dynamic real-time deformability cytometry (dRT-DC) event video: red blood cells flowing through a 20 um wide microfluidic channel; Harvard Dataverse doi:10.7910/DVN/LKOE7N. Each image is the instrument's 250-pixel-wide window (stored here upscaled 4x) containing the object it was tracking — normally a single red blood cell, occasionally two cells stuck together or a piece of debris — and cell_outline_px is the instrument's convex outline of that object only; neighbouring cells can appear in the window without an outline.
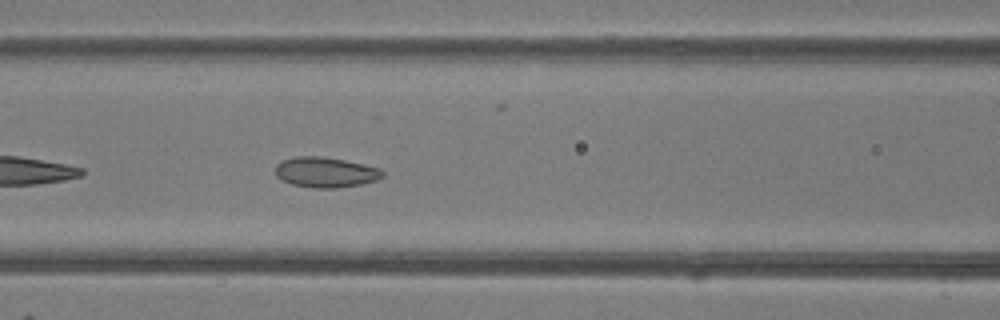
{"species": "common noctule bat (a hibernating species)", "species_latin": "Nyctalus noctula", "temperature_condition": "room temperature", "stored_images_in_passage": 35, "camera_frame_rate_fps": 3000, "um_per_image_px": 0.085, "animal": {"sex": "female"}, "frame": {"image": 1, "passage_image": 7, "time_ms": 2.0, "image_size_px": [1000, 320], "cell_outline_px": [[384, 176], [376, 180], [360, 184], [336, 188], [312, 188], [292, 184], [280, 180], [276, 176], [276, 164], [280, 160], [296, 156], [320, 156], [344, 160], [364, 164], [380, 168], [384, 172]], "centroid_in_image_um": [27.64, 14.64], "position_along_channel_um": 139.0, "area_um2": 19.07}}
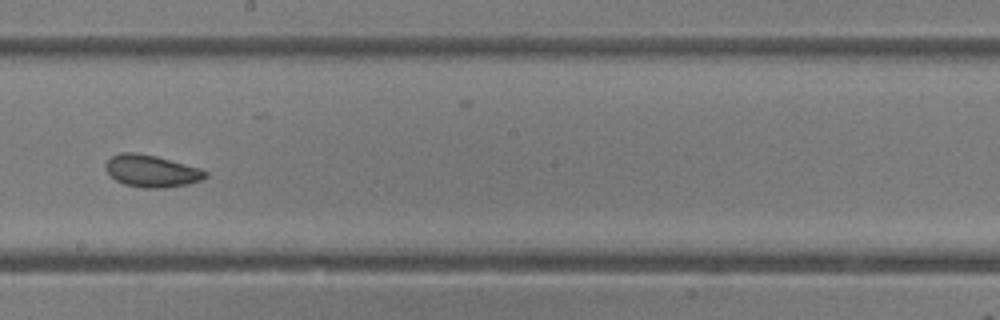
{"frame": {"image": 2, "passage_image": 14, "time_ms": 4.333, "image_size_px": [1000, 320], "cell_outline_px": [[208, 176], [200, 180], [188, 184], [164, 188], [144, 188], [124, 184], [116, 180], [104, 168], [104, 164], [112, 156], [120, 152], [132, 152], [156, 156], [200, 168], [208, 172]], "centroid_in_image_um": [12.88, 14.54], "position_along_channel_um": 235.3, "area_um2": 18.61}}
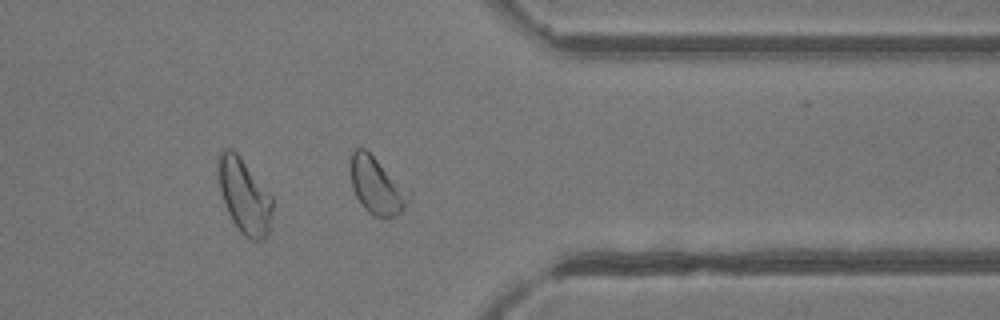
{"frame": {"image": 3, "passage_image": 25, "time_ms": 8.0, "image_size_px": [1000, 320], "cell_outline_px": [[412, 196], [400, 212], [396, 216], [388, 220], [384, 220], [372, 216], [360, 204], [352, 188], [352, 152], [356, 148], [364, 148], [412, 192]], "centroid_in_image_um": [32.07, 15.87], "position_along_channel_um": 379.3, "area_um2": 19.42}, "authors_computed_cell_mechanics": {"area_um2": 19.074, "velocity_mm_per_s": 4.1445, "shape_relaxation_time_tau1_ms": 4.7927, "shape_relaxation_time_tau2_ms": 3.5554, "deformation_change_tau1": 0.086, "deformation_change_tau2": 0.0825}}